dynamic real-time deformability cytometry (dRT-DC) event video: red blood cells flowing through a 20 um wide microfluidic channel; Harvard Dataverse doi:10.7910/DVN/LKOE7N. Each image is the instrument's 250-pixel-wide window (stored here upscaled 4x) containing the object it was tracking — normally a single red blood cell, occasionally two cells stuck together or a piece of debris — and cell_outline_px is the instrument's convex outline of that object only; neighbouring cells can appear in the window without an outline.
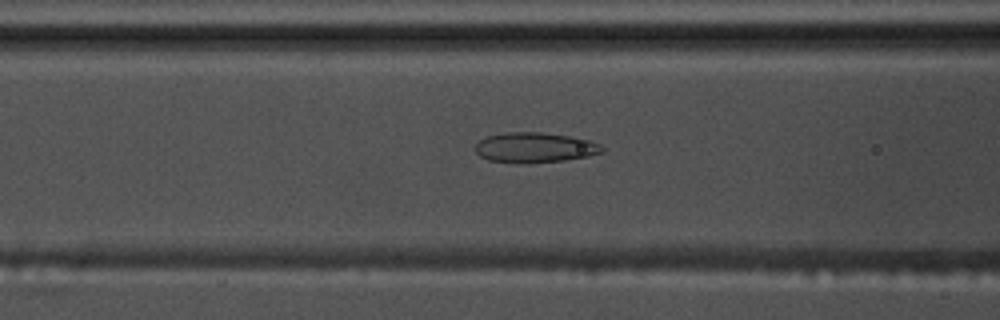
{"species": "common noctule bat (a hibernating species)", "species_latin": "Nyctalus noctula", "temperature_condition": "warm", "stored_images_in_passage": 43, "camera_frame_rate_fps": 3000, "um_per_image_px": 0.085, "animal": {"sex": "male", "body_mass_g": 17.5, "forearm_length_mm": 52.3}, "frame": {"image": 1, "passage_image": 10, "time_ms": 3.0, "image_size_px": [1000, 320], "cell_outline_px": [[604, 152], [588, 156], [564, 160], [488, 160], [480, 156], [476, 152], [476, 144], [480, 140], [488, 136], [508, 132], [540, 132], [568, 136], [588, 140], [600, 144], [604, 148]], "centroid_in_image_um": [45.5, 12.49], "position_along_channel_um": 121.1, "area_um2": 21.1}}
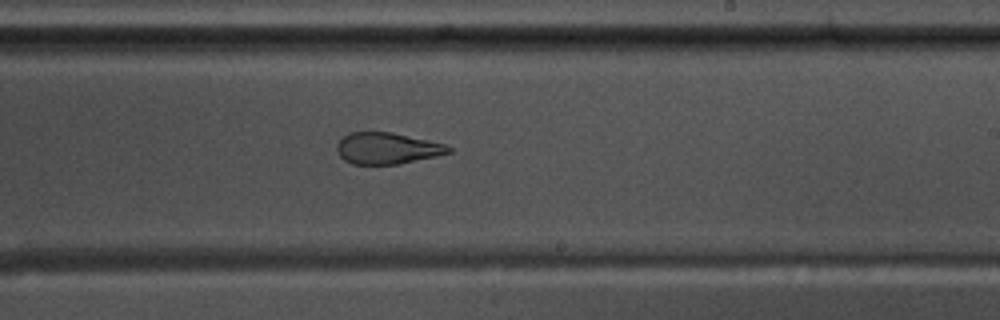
{"frame": {"image": 2, "passage_image": 21, "time_ms": 6.667, "image_size_px": [1000, 320], "cell_outline_px": [[452, 152], [436, 156], [396, 164], [352, 164], [344, 160], [340, 156], [336, 148], [336, 144], [348, 132], [392, 132], [428, 140], [444, 144], [452, 148]], "centroid_in_image_um": [32.88, 12.6], "position_along_channel_um": 256.1, "area_um2": 20.35}}
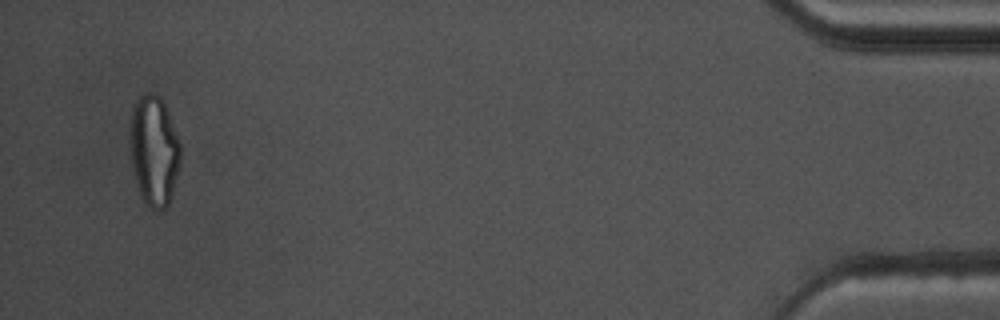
{"frame": {"image": 3, "passage_image": 41, "time_ms": 13.333, "image_size_px": [1000, 320], "cell_outline_px": [[180, 164], [172, 192], [168, 204], [164, 208], [152, 208], [144, 204], [132, 168], [128, 140], [128, 132], [132, 108], [136, 100], [144, 92], [156, 92], [160, 96], [168, 112], [180, 144]], "centroid_in_image_um": [13.05, 12.74], "position_along_channel_um": 422.1, "area_um2": 32.66}, "authors_computed_cell_mechanics": {"area_um2": 23.8136, "velocity_mm_per_s": 3.69, "shape_relaxation_time_tau1_ms": null, "shape_relaxation_time_tau2_ms": 1.3557, "deformation_change_tau1": null, "deformation_change_tau2": 0.098}}